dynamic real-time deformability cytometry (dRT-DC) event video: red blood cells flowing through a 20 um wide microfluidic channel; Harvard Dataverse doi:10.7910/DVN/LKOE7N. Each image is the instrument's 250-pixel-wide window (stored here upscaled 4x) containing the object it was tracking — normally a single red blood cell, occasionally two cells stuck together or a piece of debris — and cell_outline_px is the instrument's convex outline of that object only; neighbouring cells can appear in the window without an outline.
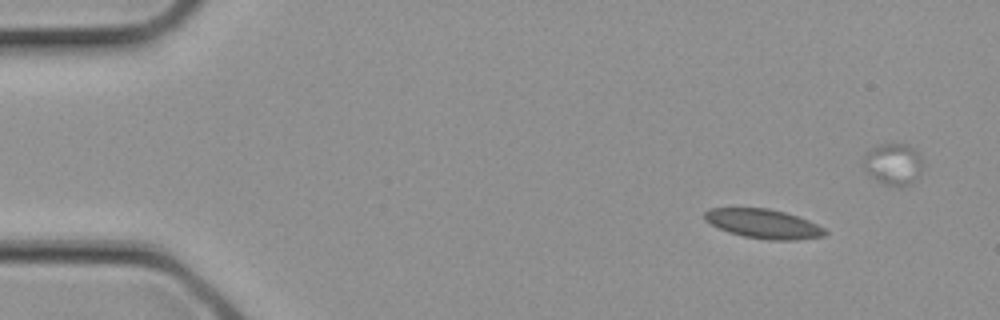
{"species": "common noctule bat (a hibernating species)", "species_latin": "Nyctalus noctula", "temperature_condition": "cold", "stored_images_in_passage": 3, "segment_of_instrument_passage": [1, 2], "camera_frame_rate_fps": 3000, "um_per_image_px": 0.085, "animal": {"sex": "female", "body_mass_g": 21.9}, "frame": {"image": 1, "passage_image": 1, "time_ms": 0.0, "image_size_px": [1000, 320], "cell_outline_px": [[828, 232], [824, 236], [796, 240], [768, 240], [744, 236], [728, 232], [704, 220], [704, 212], [708, 208], [768, 208], [784, 212], [808, 220], [824, 228]], "centroid_in_image_um": [64.89, 19.02], "position_along_channel_um": 20.1, "area_um2": 20.46}}